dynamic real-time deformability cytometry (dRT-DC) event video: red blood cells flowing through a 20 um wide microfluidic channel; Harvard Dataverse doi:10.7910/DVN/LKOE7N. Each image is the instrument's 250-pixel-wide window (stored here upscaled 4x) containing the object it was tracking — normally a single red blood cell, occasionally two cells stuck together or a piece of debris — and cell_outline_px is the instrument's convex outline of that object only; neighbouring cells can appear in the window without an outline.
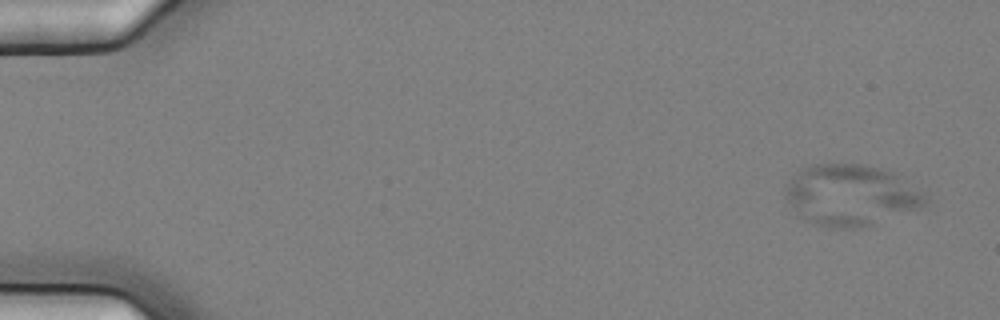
{"species": "common noctule bat (a hibernating species)", "species_latin": "Nyctalus noctula", "temperature_condition": "cold", "stored_images_in_passage": 11, "camera_frame_rate_fps": 3000, "um_per_image_px": 0.085, "animal": {"sex": "female", "body_mass_g": 25.1}, "frame": {"image": 1, "passage_image": 1, "time_ms": 0.0, "image_size_px": [1000, 320], "cell_outline_px": [[928, 200], [920, 208], [872, 224], [852, 228], [828, 228], [812, 224], [796, 216], [784, 196], [784, 188], [788, 180], [800, 168], [812, 164], [864, 164], [896, 172], [924, 192]], "centroid_in_image_um": [72.27, 16.58], "position_along_channel_um": 12.7, "area_um2": 50.58}}
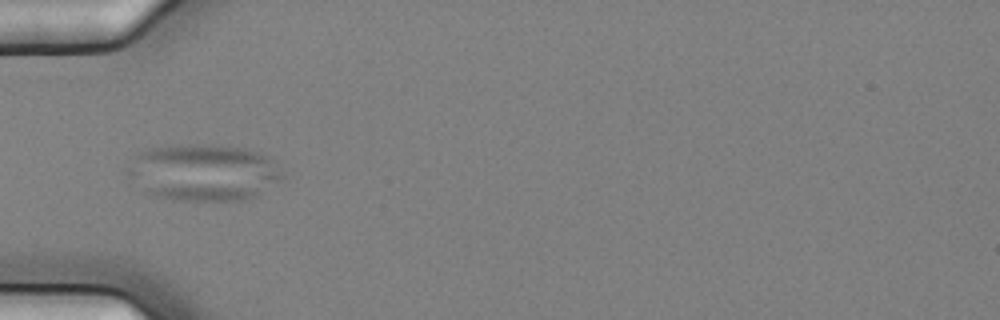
{"frame": {"image": 2, "passage_image": 5, "time_ms": 1.333, "image_size_px": [1000, 320], "cell_outline_px": [[284, 176], [280, 180], [256, 196], [240, 200], [172, 200], [156, 196], [144, 192], [128, 172], [128, 168], [136, 156], [140, 152], [152, 148], [176, 144], [244, 148], [268, 156]], "centroid_in_image_um": [17.29, 14.67], "position_along_channel_um": 67.7, "area_um2": 50.23}}